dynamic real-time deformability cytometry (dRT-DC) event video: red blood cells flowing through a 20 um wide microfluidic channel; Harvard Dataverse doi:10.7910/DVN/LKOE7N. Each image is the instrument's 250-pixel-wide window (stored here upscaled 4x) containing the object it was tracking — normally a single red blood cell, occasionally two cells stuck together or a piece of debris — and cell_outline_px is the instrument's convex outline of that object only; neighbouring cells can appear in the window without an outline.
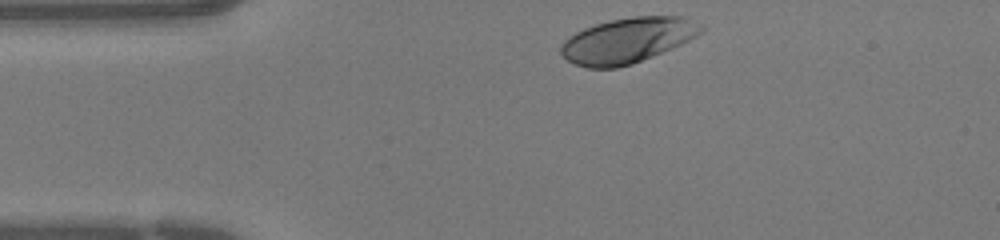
{"species": "human", "species_latin": "Homo sapiens", "temperature_condition": "warm", "stored_images_in_passage": 29, "camera_frame_rate_fps": 3000, "um_per_image_px": 0.085, "donor": {"sex": "female"}, "frame": {"image": 1, "passage_image": 1, "time_ms": 0.0, "image_size_px": [1000, 240], "cell_outline_px": [[704, 28], [696, 36], [680, 44], [652, 56], [632, 64], [616, 68], [588, 68], [576, 64], [568, 60], [560, 52], [560, 44], [564, 40], [576, 32], [584, 28], [596, 24], [612, 20], [632, 16], [680, 16], [704, 24]], "centroid_in_image_um": [53.33, 3.43], "position_along_channel_um": 31.7, "area_um2": 36.7}}
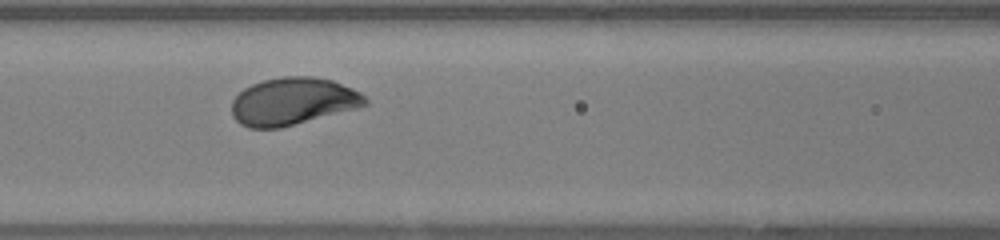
{"frame": {"image": 2, "passage_image": 11, "time_ms": 3.333, "image_size_px": [1000, 240], "cell_outline_px": [[368, 104], [360, 108], [280, 128], [248, 128], [240, 124], [232, 116], [232, 100], [244, 88], [252, 84], [264, 80], [284, 76], [312, 76], [332, 80], [352, 88], [360, 92], [368, 100]], "centroid_in_image_um": [24.91, 8.62], "position_along_channel_um": 141.7, "area_um2": 37.11}}
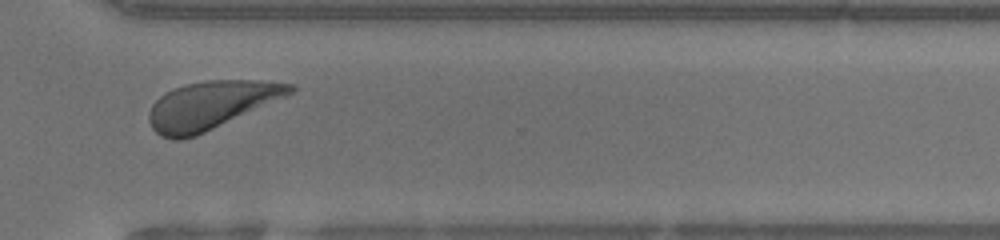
{"frame": {"image": 3, "passage_image": 25, "time_ms": 8.0, "image_size_px": [1000, 240], "cell_outline_px": [[296, 88], [292, 92], [196, 136], [180, 140], [172, 140], [160, 136], [152, 128], [148, 120], [148, 112], [152, 104], [164, 92], [172, 88], [184, 84], [204, 80], [256, 80], [296, 84]], "centroid_in_image_um": [17.83, 8.93], "position_along_channel_um": 352.8, "area_um2": 39.02}}